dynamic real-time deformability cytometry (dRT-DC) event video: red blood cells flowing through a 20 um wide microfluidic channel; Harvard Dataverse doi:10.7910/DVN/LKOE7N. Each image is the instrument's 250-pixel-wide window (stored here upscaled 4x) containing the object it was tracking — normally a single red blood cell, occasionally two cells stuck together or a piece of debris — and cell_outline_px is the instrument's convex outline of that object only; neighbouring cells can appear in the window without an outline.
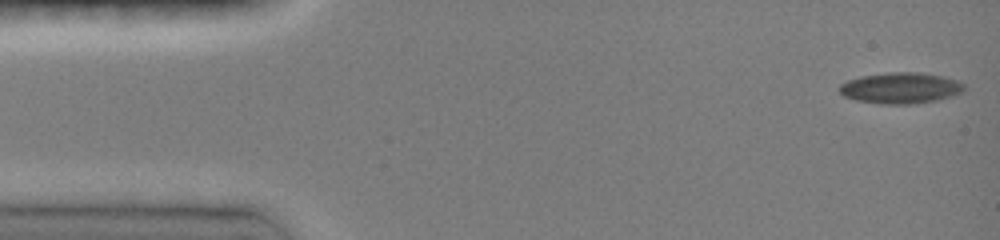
{"species": "common noctule bat (a hibernating species)", "species_latin": "Nyctalus noctula", "temperature_condition": "room temperature", "stored_images_in_passage": 66, "camera_frame_rate_fps": 3000, "um_per_image_px": 0.085, "animal": {"sex": "female", "body_mass_g": 19.0, "forearm_length_mm": 51.5}, "frame": {"image": 1, "passage_image": 1, "time_ms": 0.0, "image_size_px": [1000, 240], "cell_outline_px": [[964, 88], [960, 92], [936, 100], [912, 104], [880, 104], [856, 100], [844, 96], [840, 92], [840, 84], [848, 80], [860, 76], [888, 72], [920, 72], [944, 76], [956, 80], [964, 84]], "centroid_in_image_um": [76.52, 7.47], "position_along_channel_um": 8.5, "area_um2": 22.43}}
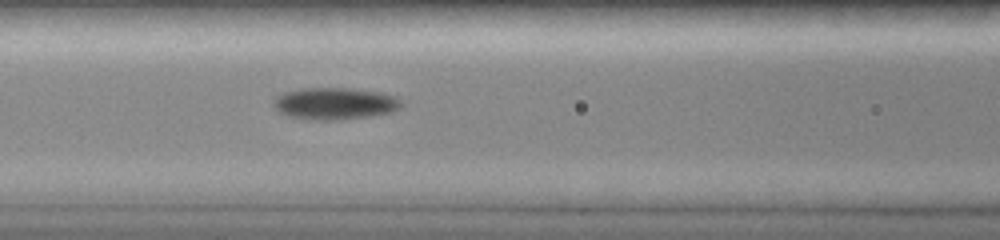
{"frame": {"image": 2, "passage_image": 16, "time_ms": 6.0, "image_size_px": [1000, 240], "cell_outline_px": [[404, 104], [400, 108], [392, 112], [368, 116], [340, 120], [308, 120], [288, 116], [280, 112], [272, 104], [276, 96], [284, 92], [304, 88], [348, 88], [384, 92], [396, 96]], "centroid_in_image_um": [28.48, 8.8], "position_along_channel_um": 138.1, "area_um2": 24.04}}
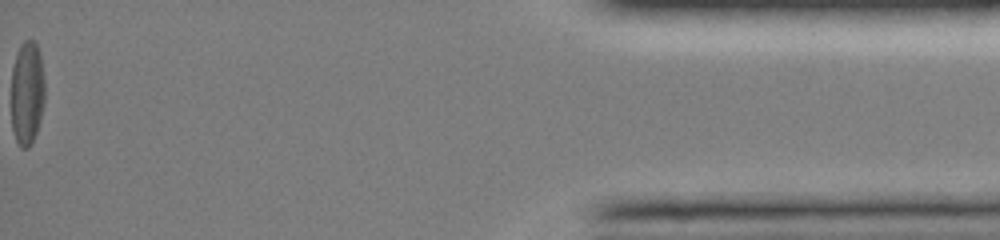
{"frame": {"image": 3, "passage_image": 65, "time_ms": 15.333, "image_size_px": [1000, 240], "cell_outline_px": [[44, 104], [40, 120], [36, 132], [28, 148], [20, 148], [16, 140], [12, 128], [12, 68], [20, 44], [24, 40], [32, 40], [36, 44], [40, 52], [44, 76]], "centroid_in_image_um": [2.31, 7.89], "position_along_channel_um": 432.9, "area_um2": 20.35}, "authors_computed_cell_mechanics": {"area_um2": 21.6461, "velocity_mm_per_s": 4.0706, "shape_relaxation_time_tau1_ms": null, "shape_relaxation_time_tau2_ms": 4.153, "deformation_change_tau1": null, "deformation_change_tau2": 0.1051}}